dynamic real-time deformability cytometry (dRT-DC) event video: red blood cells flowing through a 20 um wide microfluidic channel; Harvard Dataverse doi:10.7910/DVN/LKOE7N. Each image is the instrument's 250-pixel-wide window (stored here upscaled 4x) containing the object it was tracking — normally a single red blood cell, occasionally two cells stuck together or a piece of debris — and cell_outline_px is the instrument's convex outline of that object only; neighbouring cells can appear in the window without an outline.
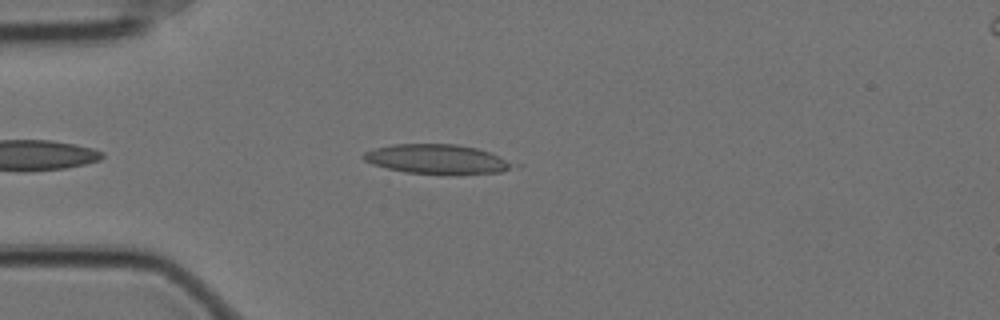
{"species": "Egyptian fruit bat (a non-hibernating species)", "species_latin": "Rousettus aegyptiacus", "temperature_condition": "cold", "stored_images_in_passage": 40, "camera_frame_rate_fps": 3000, "um_per_image_px": 0.085, "animal": {"sex": "female"}, "frame": {"image": 1, "passage_image": 6, "time_ms": 1.667, "image_size_px": [1000, 320], "cell_outline_px": [[524, 164], [500, 172], [456, 176], [448, 176], [404, 172], [372, 164], [364, 160], [360, 156], [364, 152], [376, 148], [392, 144], [456, 144], [476, 148]], "centroid_in_image_um": [37.24, 13.56], "position_along_channel_um": 47.8, "area_um2": 26.59}}
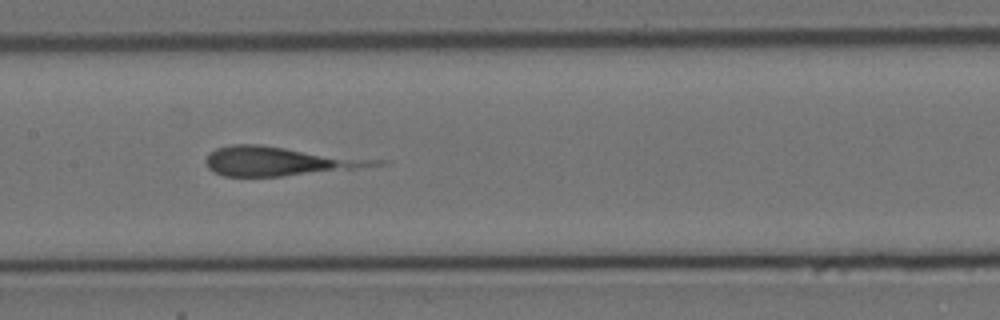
{"frame": {"image": 2, "passage_image": 19, "time_ms": 6.0, "image_size_px": [1000, 320], "cell_outline_px": [[392, 160], [388, 164], [356, 168], [280, 176], [224, 176], [208, 168], [204, 160], [216, 148], [232, 144], [260, 144]], "centroid_in_image_um": [23.87, 13.68], "position_along_channel_um": 183.5, "area_um2": 29.02}}
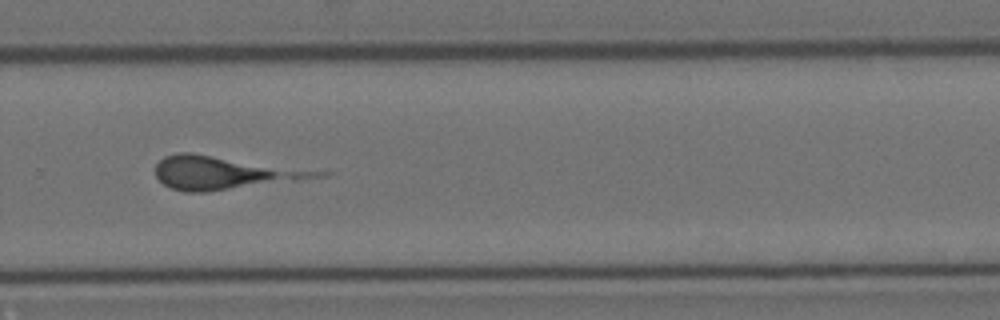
{"frame": {"image": 3, "passage_image": 30, "time_ms": 9.667, "image_size_px": [1000, 320], "cell_outline_px": [[332, 172], [328, 176], [300, 180], [208, 192], [184, 192], [172, 188], [164, 184], [156, 176], [156, 164], [164, 156], [180, 152], [192, 152]], "centroid_in_image_um": [19.09, 14.68], "position_along_channel_um": 310.7, "area_um2": 31.5}}